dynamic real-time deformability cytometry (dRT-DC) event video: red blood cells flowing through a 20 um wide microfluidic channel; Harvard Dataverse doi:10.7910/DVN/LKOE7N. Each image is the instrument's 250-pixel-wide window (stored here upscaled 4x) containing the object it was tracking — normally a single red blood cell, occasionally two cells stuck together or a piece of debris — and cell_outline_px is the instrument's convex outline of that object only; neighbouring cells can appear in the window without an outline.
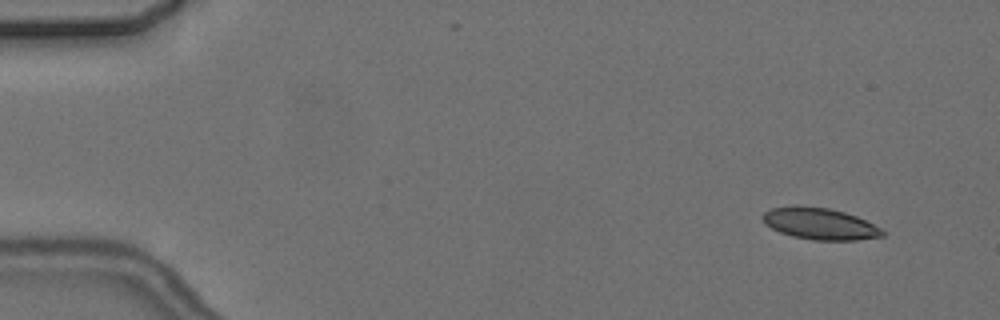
{"species": "common noctule bat (a hibernating species)", "species_latin": "Nyctalus noctula", "temperature_condition": "cold", "stored_images_in_passage": 8, "camera_frame_rate_fps": 3000, "um_per_image_px": 0.085, "animal": {"sex": "female", "body_mass_g": 24.6, "forearm_length_mm": 56.2}, "frame": {"image": 1, "passage_image": 1, "time_ms": 0.0, "image_size_px": [1000, 320], "cell_outline_px": [[884, 236], [856, 240], [812, 240], [792, 236], [780, 232], [764, 224], [760, 216], [764, 212], [772, 208], [796, 204], [828, 208], [844, 212], [856, 216], [880, 228], [884, 232]], "centroid_in_image_um": [69.62, 19.0], "position_along_channel_um": 15.4, "area_um2": 22.2}}
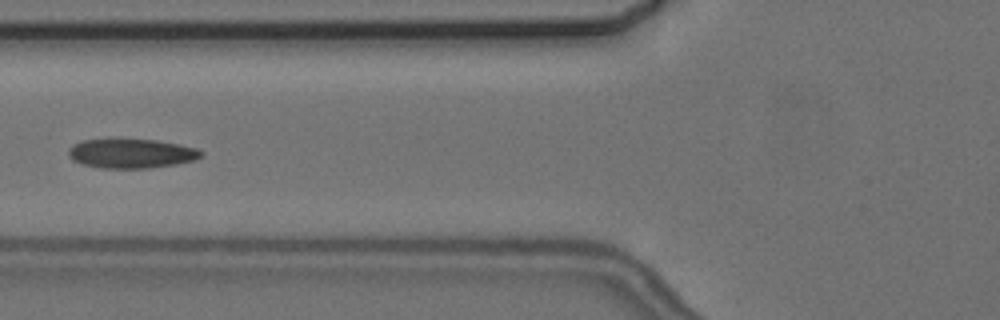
{"frame": {"image": 2, "passage_image": 6, "time_ms": 6.0, "image_size_px": [1000, 320], "cell_outline_px": [[204, 156], [196, 160], [176, 164], [148, 168], [100, 168], [84, 164], [72, 160], [68, 156], [68, 148], [72, 144], [80, 140], [108, 136], [120, 136], [156, 140], [180, 144], [196, 148], [204, 152]], "centroid_in_image_um": [11.11, 12.98], "position_along_channel_um": 114.7, "area_um2": 23.99}}
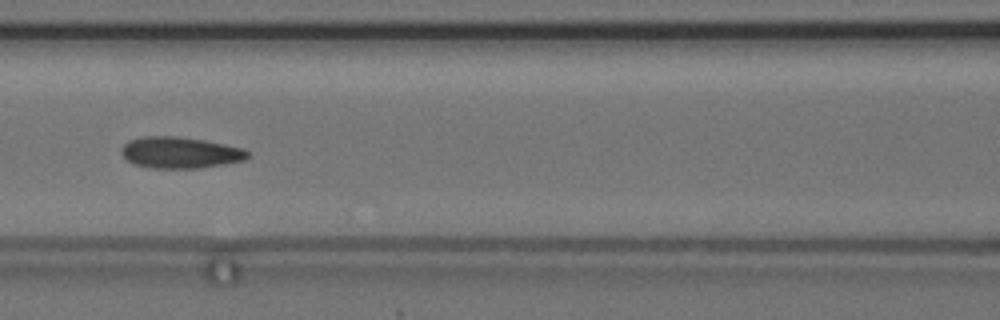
{"frame": {"image": 3, "passage_image": 7, "time_ms": 7.0, "image_size_px": [1000, 320], "cell_outline_px": [[248, 156], [244, 160], [224, 164], [196, 168], [152, 168], [132, 164], [120, 152], [120, 148], [128, 140], [144, 136], [176, 136], [204, 140], [244, 148], [248, 152]], "centroid_in_image_um": [15.27, 12.96], "position_along_channel_um": 151.3, "area_um2": 23.06}}